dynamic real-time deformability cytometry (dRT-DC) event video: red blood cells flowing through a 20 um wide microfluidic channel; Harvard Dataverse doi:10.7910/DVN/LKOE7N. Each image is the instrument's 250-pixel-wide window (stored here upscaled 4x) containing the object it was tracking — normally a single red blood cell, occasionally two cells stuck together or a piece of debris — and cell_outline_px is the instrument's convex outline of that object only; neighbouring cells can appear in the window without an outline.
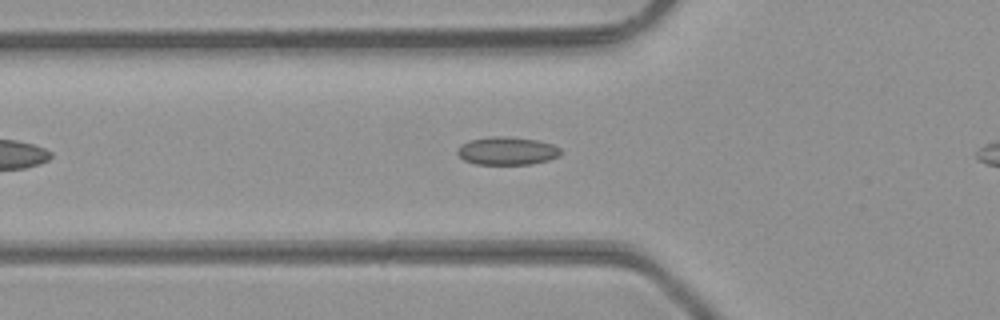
{"species": "common noctule bat (a hibernating species)", "species_latin": "Nyctalus noctula", "temperature_condition": "room temperature", "stored_images_in_passage": 34, "camera_frame_rate_fps": 3000, "um_per_image_px": 0.085, "animal": {"sex": "male", "body_mass_g": 23.1, "forearm_length_mm": 52.7}, "frame": {"image": 1, "passage_image": 9, "time_ms": 2.667, "image_size_px": [1000, 320], "cell_outline_px": [[560, 156], [548, 160], [532, 164], [476, 164], [464, 160], [456, 152], [456, 148], [460, 144], [468, 140], [492, 136], [508, 136], [540, 140], [552, 144], [560, 148]], "centroid_in_image_um": [43.08, 12.81], "position_along_channel_um": 82.7, "area_um2": 17.11}}
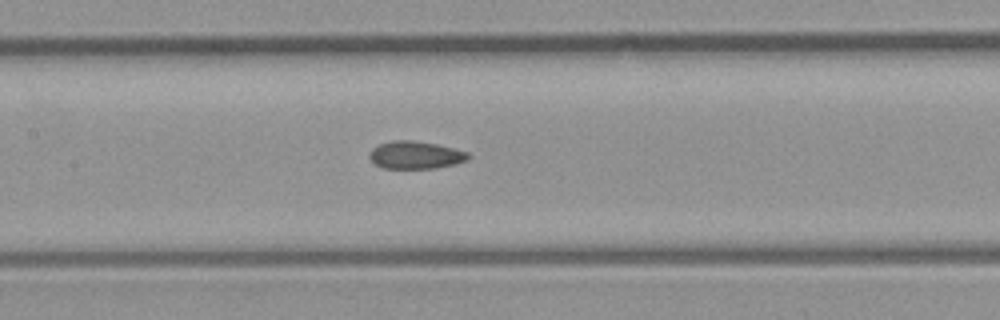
{"frame": {"image": 2, "passage_image": 15, "time_ms": 4.667, "image_size_px": [1000, 320], "cell_outline_px": [[472, 156], [468, 160], [456, 164], [436, 168], [380, 168], [372, 164], [368, 156], [372, 148], [380, 144], [392, 140], [412, 140], [436, 144], [468, 152]], "centroid_in_image_um": [35.3, 13.19], "position_along_channel_um": 172.1, "area_um2": 16.13}}
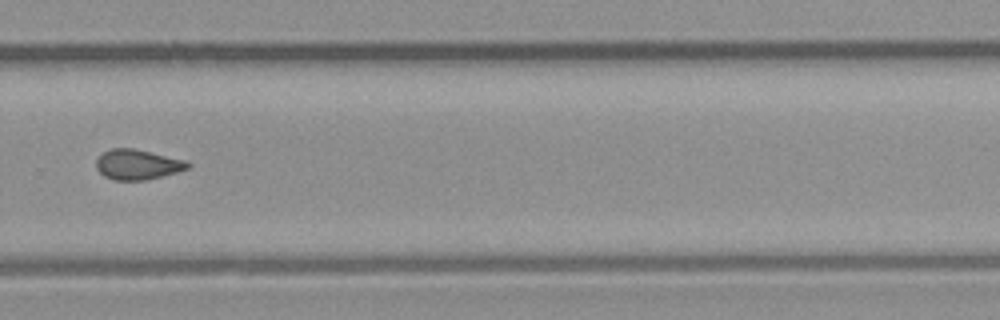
{"frame": {"image": 3, "passage_image": 25, "time_ms": 8.0, "image_size_px": [1000, 320], "cell_outline_px": [[192, 164], [188, 168], [176, 172], [148, 180], [112, 180], [104, 176], [96, 168], [96, 160], [104, 152], [112, 148], [132, 148], [184, 160]], "centroid_in_image_um": [11.67, 14.0], "position_along_channel_um": 318.1, "area_um2": 15.9}, "authors_computed_cell_mechanics": {"area_um2": 16.1262, "velocity_mm_per_s": 4.4003, "shape_relaxation_time_tau1_ms": null, "shape_relaxation_time_tau2_ms": 2.3665, "deformation_change_tau1": null, "deformation_change_tau2": 0.0941}}